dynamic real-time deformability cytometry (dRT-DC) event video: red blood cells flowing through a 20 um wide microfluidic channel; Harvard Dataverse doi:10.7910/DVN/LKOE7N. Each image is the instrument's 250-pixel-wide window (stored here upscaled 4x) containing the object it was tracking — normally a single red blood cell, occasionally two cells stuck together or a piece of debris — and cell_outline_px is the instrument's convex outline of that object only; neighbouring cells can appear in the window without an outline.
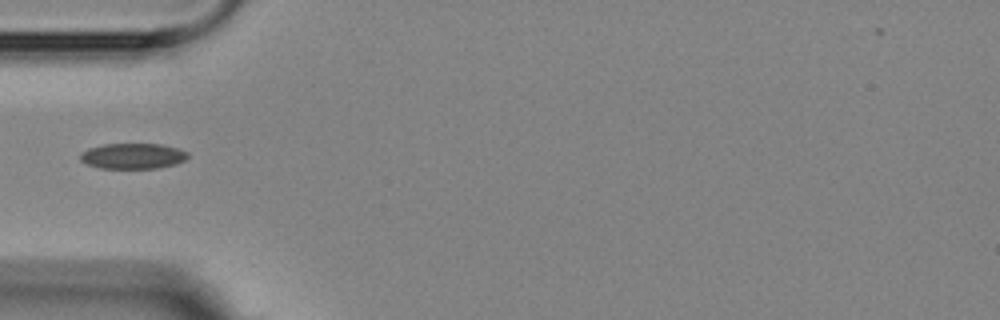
{"species": "Egyptian fruit bat (a non-hibernating species)", "species_latin": "Rousettus aegyptiacus", "temperature_condition": "room temperature", "stored_images_in_passage": 14, "camera_frame_rate_fps": 3000, "um_per_image_px": 0.085, "animal": {"sex": "female"}, "frame": {"image": 1, "passage_image": 4, "time_ms": 5.0, "image_size_px": [1000, 320], "cell_outline_px": [[188, 156], [184, 160], [176, 164], [156, 168], [100, 168], [88, 164], [80, 160], [80, 152], [88, 148], [104, 144], [160, 144], [180, 148], [188, 152]], "centroid_in_image_um": [11.29, 13.25], "position_along_channel_um": 73.7, "area_um2": 16.07}}
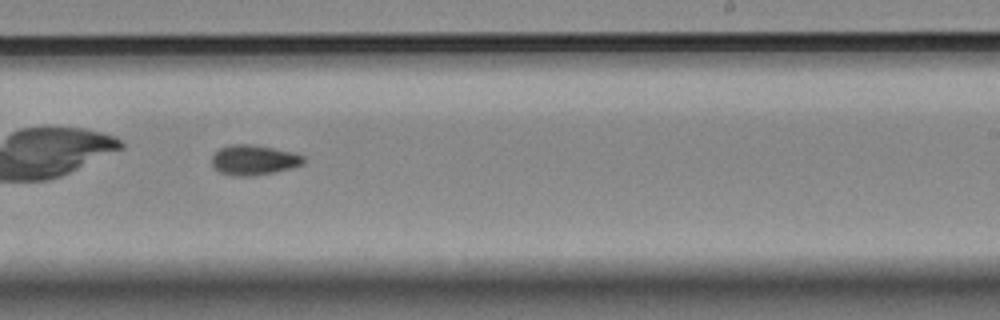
{"frame": {"image": 2, "passage_image": 9, "time_ms": 10.333, "image_size_px": [1000, 320], "cell_outline_px": [[308, 160], [304, 164], [292, 168], [256, 176], [232, 176], [220, 172], [212, 168], [212, 156], [220, 148], [232, 144], [244, 144], [272, 148], [292, 152], [304, 156]], "centroid_in_image_um": [21.59, 13.62], "position_along_channel_um": 267.4, "area_um2": 16.18}}
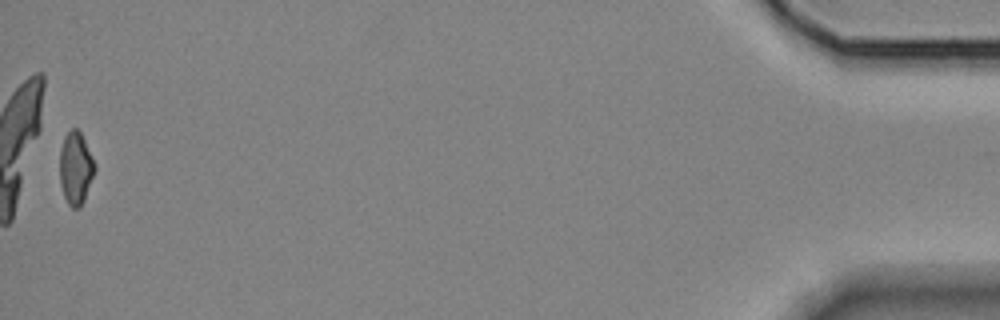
{"frame": {"image": 3, "passage_image": 14, "time_ms": 17.333, "image_size_px": [1000, 320], "cell_outline_px": [[96, 168], [84, 200], [80, 208], [72, 208], [68, 204], [64, 196], [60, 184], [60, 148], [64, 136], [72, 128], [76, 128], [80, 132], [84, 140]], "centroid_in_image_um": [6.41, 14.31], "position_along_channel_um": 428.8, "area_um2": 14.62}}